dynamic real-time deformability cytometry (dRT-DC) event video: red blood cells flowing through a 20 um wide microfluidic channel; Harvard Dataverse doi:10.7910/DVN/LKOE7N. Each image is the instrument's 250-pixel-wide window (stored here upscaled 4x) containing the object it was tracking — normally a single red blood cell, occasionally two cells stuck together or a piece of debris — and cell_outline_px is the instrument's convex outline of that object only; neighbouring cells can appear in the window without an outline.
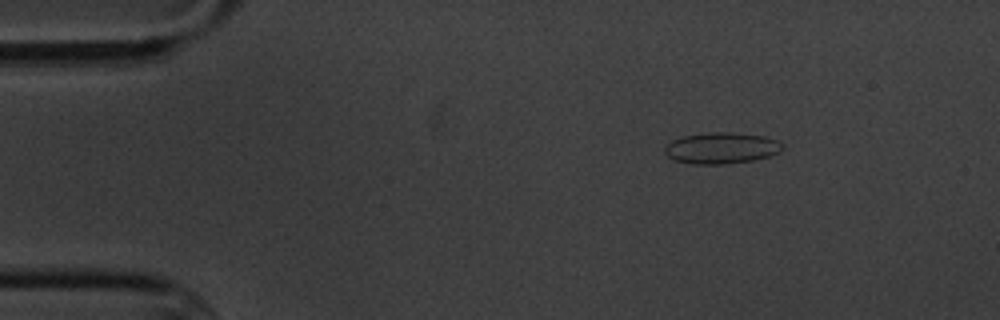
{"species": "common noctule bat (a hibernating species)", "species_latin": "Nyctalus noctula", "temperature_condition": "cold", "stored_images_in_passage": 6, "camera_frame_rate_fps": 3000, "um_per_image_px": 0.085, "animal": {"sex": "male", "body_mass_g": 20.1, "forearm_length_mm": 53.5}, "frame": {"image": 1, "passage_image": 3, "time_ms": 2.333, "image_size_px": [1000, 320], "cell_outline_px": [[784, 148], [780, 152], [768, 156], [752, 160], [728, 164], [692, 164], [672, 160], [664, 152], [664, 148], [672, 140], [684, 136], [712, 132], [728, 132], [764, 136], [776, 140], [784, 144]], "centroid_in_image_um": [61.32, 12.59], "position_along_channel_um": 23.7, "area_um2": 21.44}}